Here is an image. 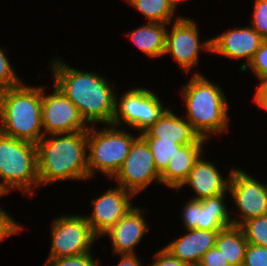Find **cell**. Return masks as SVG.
I'll return each instance as SVG.
<instances>
[{
    "label": "cell",
    "mask_w": 267,
    "mask_h": 266,
    "mask_svg": "<svg viewBox=\"0 0 267 266\" xmlns=\"http://www.w3.org/2000/svg\"><path fill=\"white\" fill-rule=\"evenodd\" d=\"M224 195L225 193L202 200H189L184 206L182 216L185 228L221 231L233 226L230 213L223 202Z\"/></svg>",
    "instance_id": "obj_13"
},
{
    "label": "cell",
    "mask_w": 267,
    "mask_h": 266,
    "mask_svg": "<svg viewBox=\"0 0 267 266\" xmlns=\"http://www.w3.org/2000/svg\"><path fill=\"white\" fill-rule=\"evenodd\" d=\"M51 64L54 85L76 105L90 126L96 122L112 124L116 93L106 78L72 68L60 59Z\"/></svg>",
    "instance_id": "obj_1"
},
{
    "label": "cell",
    "mask_w": 267,
    "mask_h": 266,
    "mask_svg": "<svg viewBox=\"0 0 267 266\" xmlns=\"http://www.w3.org/2000/svg\"><path fill=\"white\" fill-rule=\"evenodd\" d=\"M181 94L193 130L204 139L228 129V103L222 89L202 74H194Z\"/></svg>",
    "instance_id": "obj_4"
},
{
    "label": "cell",
    "mask_w": 267,
    "mask_h": 266,
    "mask_svg": "<svg viewBox=\"0 0 267 266\" xmlns=\"http://www.w3.org/2000/svg\"><path fill=\"white\" fill-rule=\"evenodd\" d=\"M120 258L117 266H140L141 263L136 254H121Z\"/></svg>",
    "instance_id": "obj_35"
},
{
    "label": "cell",
    "mask_w": 267,
    "mask_h": 266,
    "mask_svg": "<svg viewBox=\"0 0 267 266\" xmlns=\"http://www.w3.org/2000/svg\"><path fill=\"white\" fill-rule=\"evenodd\" d=\"M22 81L17 77L4 51L0 48V93L20 85Z\"/></svg>",
    "instance_id": "obj_26"
},
{
    "label": "cell",
    "mask_w": 267,
    "mask_h": 266,
    "mask_svg": "<svg viewBox=\"0 0 267 266\" xmlns=\"http://www.w3.org/2000/svg\"><path fill=\"white\" fill-rule=\"evenodd\" d=\"M155 261L151 266H188L187 263L180 261L178 258L174 257L165 248L161 249L158 253L154 255Z\"/></svg>",
    "instance_id": "obj_33"
},
{
    "label": "cell",
    "mask_w": 267,
    "mask_h": 266,
    "mask_svg": "<svg viewBox=\"0 0 267 266\" xmlns=\"http://www.w3.org/2000/svg\"><path fill=\"white\" fill-rule=\"evenodd\" d=\"M229 177L224 179L215 167V164L202 160L200 158L195 162L194 167L189 172L188 178L178 188L181 189L184 185H190L197 196L192 199L202 200L209 197L224 194L229 190Z\"/></svg>",
    "instance_id": "obj_17"
},
{
    "label": "cell",
    "mask_w": 267,
    "mask_h": 266,
    "mask_svg": "<svg viewBox=\"0 0 267 266\" xmlns=\"http://www.w3.org/2000/svg\"><path fill=\"white\" fill-rule=\"evenodd\" d=\"M113 178L119 186L134 195L155 180L161 183V174L155 167L151 149L141 135L133 141L129 154Z\"/></svg>",
    "instance_id": "obj_9"
},
{
    "label": "cell",
    "mask_w": 267,
    "mask_h": 266,
    "mask_svg": "<svg viewBox=\"0 0 267 266\" xmlns=\"http://www.w3.org/2000/svg\"><path fill=\"white\" fill-rule=\"evenodd\" d=\"M140 135L143 138L174 141L181 145L194 144L200 138L186 119L177 117L170 109H166L159 119Z\"/></svg>",
    "instance_id": "obj_19"
},
{
    "label": "cell",
    "mask_w": 267,
    "mask_h": 266,
    "mask_svg": "<svg viewBox=\"0 0 267 266\" xmlns=\"http://www.w3.org/2000/svg\"><path fill=\"white\" fill-rule=\"evenodd\" d=\"M200 263L204 266H231L216 246L209 249L202 257Z\"/></svg>",
    "instance_id": "obj_32"
},
{
    "label": "cell",
    "mask_w": 267,
    "mask_h": 266,
    "mask_svg": "<svg viewBox=\"0 0 267 266\" xmlns=\"http://www.w3.org/2000/svg\"><path fill=\"white\" fill-rule=\"evenodd\" d=\"M132 196L134 194L118 185L92 200V215L86 216V219L98 237L103 236L133 208L130 201Z\"/></svg>",
    "instance_id": "obj_14"
},
{
    "label": "cell",
    "mask_w": 267,
    "mask_h": 266,
    "mask_svg": "<svg viewBox=\"0 0 267 266\" xmlns=\"http://www.w3.org/2000/svg\"><path fill=\"white\" fill-rule=\"evenodd\" d=\"M148 226L139 207H133L106 233L111 239L113 254H135L134 247L147 232Z\"/></svg>",
    "instance_id": "obj_16"
},
{
    "label": "cell",
    "mask_w": 267,
    "mask_h": 266,
    "mask_svg": "<svg viewBox=\"0 0 267 266\" xmlns=\"http://www.w3.org/2000/svg\"><path fill=\"white\" fill-rule=\"evenodd\" d=\"M248 66H250L258 79L267 76V39L262 41Z\"/></svg>",
    "instance_id": "obj_29"
},
{
    "label": "cell",
    "mask_w": 267,
    "mask_h": 266,
    "mask_svg": "<svg viewBox=\"0 0 267 266\" xmlns=\"http://www.w3.org/2000/svg\"><path fill=\"white\" fill-rule=\"evenodd\" d=\"M144 139L148 143L153 154L155 167L161 174L166 169L170 159L177 153V149L182 145L174 141L161 140L158 138Z\"/></svg>",
    "instance_id": "obj_24"
},
{
    "label": "cell",
    "mask_w": 267,
    "mask_h": 266,
    "mask_svg": "<svg viewBox=\"0 0 267 266\" xmlns=\"http://www.w3.org/2000/svg\"><path fill=\"white\" fill-rule=\"evenodd\" d=\"M248 243L267 247V215L247 220L240 226Z\"/></svg>",
    "instance_id": "obj_25"
},
{
    "label": "cell",
    "mask_w": 267,
    "mask_h": 266,
    "mask_svg": "<svg viewBox=\"0 0 267 266\" xmlns=\"http://www.w3.org/2000/svg\"><path fill=\"white\" fill-rule=\"evenodd\" d=\"M42 128V87L22 82L0 93V132L37 144L44 136Z\"/></svg>",
    "instance_id": "obj_3"
},
{
    "label": "cell",
    "mask_w": 267,
    "mask_h": 266,
    "mask_svg": "<svg viewBox=\"0 0 267 266\" xmlns=\"http://www.w3.org/2000/svg\"><path fill=\"white\" fill-rule=\"evenodd\" d=\"M259 81L261 84L256 87L254 102L258 104L259 108L267 110V76L259 78Z\"/></svg>",
    "instance_id": "obj_34"
},
{
    "label": "cell",
    "mask_w": 267,
    "mask_h": 266,
    "mask_svg": "<svg viewBox=\"0 0 267 266\" xmlns=\"http://www.w3.org/2000/svg\"><path fill=\"white\" fill-rule=\"evenodd\" d=\"M172 3L174 4V6L176 7L178 5L179 2H184L186 0H171Z\"/></svg>",
    "instance_id": "obj_36"
},
{
    "label": "cell",
    "mask_w": 267,
    "mask_h": 266,
    "mask_svg": "<svg viewBox=\"0 0 267 266\" xmlns=\"http://www.w3.org/2000/svg\"><path fill=\"white\" fill-rule=\"evenodd\" d=\"M251 26L267 39V0H255Z\"/></svg>",
    "instance_id": "obj_27"
},
{
    "label": "cell",
    "mask_w": 267,
    "mask_h": 266,
    "mask_svg": "<svg viewBox=\"0 0 267 266\" xmlns=\"http://www.w3.org/2000/svg\"><path fill=\"white\" fill-rule=\"evenodd\" d=\"M50 260L90 252L97 235L91 229L85 216H61L52 221Z\"/></svg>",
    "instance_id": "obj_7"
},
{
    "label": "cell",
    "mask_w": 267,
    "mask_h": 266,
    "mask_svg": "<svg viewBox=\"0 0 267 266\" xmlns=\"http://www.w3.org/2000/svg\"><path fill=\"white\" fill-rule=\"evenodd\" d=\"M243 266H267V247L248 243Z\"/></svg>",
    "instance_id": "obj_30"
},
{
    "label": "cell",
    "mask_w": 267,
    "mask_h": 266,
    "mask_svg": "<svg viewBox=\"0 0 267 266\" xmlns=\"http://www.w3.org/2000/svg\"><path fill=\"white\" fill-rule=\"evenodd\" d=\"M117 99L116 96L112 125L118 127L124 121L129 127L140 130V133L152 126L166 110L157 95L146 88L130 89L119 103Z\"/></svg>",
    "instance_id": "obj_8"
},
{
    "label": "cell",
    "mask_w": 267,
    "mask_h": 266,
    "mask_svg": "<svg viewBox=\"0 0 267 266\" xmlns=\"http://www.w3.org/2000/svg\"><path fill=\"white\" fill-rule=\"evenodd\" d=\"M248 241L240 226H230L219 231L215 246L231 266H243Z\"/></svg>",
    "instance_id": "obj_22"
},
{
    "label": "cell",
    "mask_w": 267,
    "mask_h": 266,
    "mask_svg": "<svg viewBox=\"0 0 267 266\" xmlns=\"http://www.w3.org/2000/svg\"><path fill=\"white\" fill-rule=\"evenodd\" d=\"M0 190L19 189L28 195L39 187L36 144L0 132Z\"/></svg>",
    "instance_id": "obj_5"
},
{
    "label": "cell",
    "mask_w": 267,
    "mask_h": 266,
    "mask_svg": "<svg viewBox=\"0 0 267 266\" xmlns=\"http://www.w3.org/2000/svg\"><path fill=\"white\" fill-rule=\"evenodd\" d=\"M52 94L43 96L42 123L44 136L88 131L90 125L76 105L54 85Z\"/></svg>",
    "instance_id": "obj_10"
},
{
    "label": "cell",
    "mask_w": 267,
    "mask_h": 266,
    "mask_svg": "<svg viewBox=\"0 0 267 266\" xmlns=\"http://www.w3.org/2000/svg\"><path fill=\"white\" fill-rule=\"evenodd\" d=\"M188 266H204L202 263L200 262H197V263H194V264H188Z\"/></svg>",
    "instance_id": "obj_37"
},
{
    "label": "cell",
    "mask_w": 267,
    "mask_h": 266,
    "mask_svg": "<svg viewBox=\"0 0 267 266\" xmlns=\"http://www.w3.org/2000/svg\"><path fill=\"white\" fill-rule=\"evenodd\" d=\"M263 40L264 38L253 27L227 30V32L211 38V53L220 54L229 59L245 58L247 62L242 63L240 69L247 71V65Z\"/></svg>",
    "instance_id": "obj_15"
},
{
    "label": "cell",
    "mask_w": 267,
    "mask_h": 266,
    "mask_svg": "<svg viewBox=\"0 0 267 266\" xmlns=\"http://www.w3.org/2000/svg\"><path fill=\"white\" fill-rule=\"evenodd\" d=\"M187 234L170 242L164 248L187 264L200 262L203 255L216 244L219 231L189 229Z\"/></svg>",
    "instance_id": "obj_18"
},
{
    "label": "cell",
    "mask_w": 267,
    "mask_h": 266,
    "mask_svg": "<svg viewBox=\"0 0 267 266\" xmlns=\"http://www.w3.org/2000/svg\"><path fill=\"white\" fill-rule=\"evenodd\" d=\"M204 138H199L194 144L182 145L170 159L166 169L161 173V183L170 188L178 189L188 178L195 162L203 153Z\"/></svg>",
    "instance_id": "obj_20"
},
{
    "label": "cell",
    "mask_w": 267,
    "mask_h": 266,
    "mask_svg": "<svg viewBox=\"0 0 267 266\" xmlns=\"http://www.w3.org/2000/svg\"><path fill=\"white\" fill-rule=\"evenodd\" d=\"M5 195L1 190H0V197Z\"/></svg>",
    "instance_id": "obj_38"
},
{
    "label": "cell",
    "mask_w": 267,
    "mask_h": 266,
    "mask_svg": "<svg viewBox=\"0 0 267 266\" xmlns=\"http://www.w3.org/2000/svg\"><path fill=\"white\" fill-rule=\"evenodd\" d=\"M45 138L43 136L36 144L39 186L69 179H89L87 131Z\"/></svg>",
    "instance_id": "obj_2"
},
{
    "label": "cell",
    "mask_w": 267,
    "mask_h": 266,
    "mask_svg": "<svg viewBox=\"0 0 267 266\" xmlns=\"http://www.w3.org/2000/svg\"><path fill=\"white\" fill-rule=\"evenodd\" d=\"M198 28L189 18L179 16L171 31L167 30L165 53L172 55L181 68L189 72L199 59L200 49L211 52V39L200 43Z\"/></svg>",
    "instance_id": "obj_12"
},
{
    "label": "cell",
    "mask_w": 267,
    "mask_h": 266,
    "mask_svg": "<svg viewBox=\"0 0 267 266\" xmlns=\"http://www.w3.org/2000/svg\"><path fill=\"white\" fill-rule=\"evenodd\" d=\"M21 226L11 216L0 208V242L13 234L20 232Z\"/></svg>",
    "instance_id": "obj_31"
},
{
    "label": "cell",
    "mask_w": 267,
    "mask_h": 266,
    "mask_svg": "<svg viewBox=\"0 0 267 266\" xmlns=\"http://www.w3.org/2000/svg\"><path fill=\"white\" fill-rule=\"evenodd\" d=\"M228 191L242 214L240 220L235 217L232 219L234 226L267 215V185L258 182L243 170L232 169Z\"/></svg>",
    "instance_id": "obj_11"
},
{
    "label": "cell",
    "mask_w": 267,
    "mask_h": 266,
    "mask_svg": "<svg viewBox=\"0 0 267 266\" xmlns=\"http://www.w3.org/2000/svg\"><path fill=\"white\" fill-rule=\"evenodd\" d=\"M109 127L98 131L94 130V125H91L87 131L89 178L93 177L94 172L98 170L105 176L113 178L129 154L133 141L137 138L116 128L115 125L110 124Z\"/></svg>",
    "instance_id": "obj_6"
},
{
    "label": "cell",
    "mask_w": 267,
    "mask_h": 266,
    "mask_svg": "<svg viewBox=\"0 0 267 266\" xmlns=\"http://www.w3.org/2000/svg\"><path fill=\"white\" fill-rule=\"evenodd\" d=\"M167 25L169 24L148 22L128 32V35L141 52L152 58L161 57L166 48Z\"/></svg>",
    "instance_id": "obj_21"
},
{
    "label": "cell",
    "mask_w": 267,
    "mask_h": 266,
    "mask_svg": "<svg viewBox=\"0 0 267 266\" xmlns=\"http://www.w3.org/2000/svg\"><path fill=\"white\" fill-rule=\"evenodd\" d=\"M98 261L92 257V253L56 258L50 260L45 266H98Z\"/></svg>",
    "instance_id": "obj_28"
},
{
    "label": "cell",
    "mask_w": 267,
    "mask_h": 266,
    "mask_svg": "<svg viewBox=\"0 0 267 266\" xmlns=\"http://www.w3.org/2000/svg\"><path fill=\"white\" fill-rule=\"evenodd\" d=\"M136 8L148 22L170 24L176 7L171 0H126Z\"/></svg>",
    "instance_id": "obj_23"
}]
</instances>
